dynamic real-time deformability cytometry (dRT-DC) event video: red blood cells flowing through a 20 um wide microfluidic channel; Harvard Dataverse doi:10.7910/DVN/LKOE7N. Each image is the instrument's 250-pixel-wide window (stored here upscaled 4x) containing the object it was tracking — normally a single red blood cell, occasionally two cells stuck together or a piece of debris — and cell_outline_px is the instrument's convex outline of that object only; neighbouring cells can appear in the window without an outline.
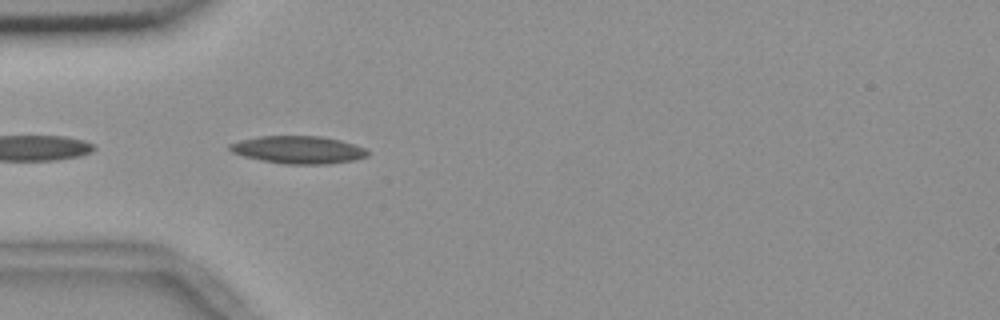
{"species": "common noctule bat (a hibernating species)", "species_latin": "Nyctalus noctula", "temperature_condition": "room temperature", "stored_images_in_passage": 6, "camera_frame_rate_fps": 3000, "um_per_image_px": 0.085, "animal": {"sex": "female", "body_mass_g": 18.4}, "frame": {"image": 1, "passage_image": 2, "time_ms": 0.333, "image_size_px": [1000, 320], "cell_outline_px": [[368, 156], [352, 160], [328, 164], [284, 164], [260, 160], [244, 156], [232, 152], [228, 148], [228, 144], [240, 140], [260, 136], [320, 136], [340, 140], [364, 148], [368, 152]], "centroid_in_image_um": [25.32, 12.73], "position_along_channel_um": 59.7, "area_um2": 22.08}}